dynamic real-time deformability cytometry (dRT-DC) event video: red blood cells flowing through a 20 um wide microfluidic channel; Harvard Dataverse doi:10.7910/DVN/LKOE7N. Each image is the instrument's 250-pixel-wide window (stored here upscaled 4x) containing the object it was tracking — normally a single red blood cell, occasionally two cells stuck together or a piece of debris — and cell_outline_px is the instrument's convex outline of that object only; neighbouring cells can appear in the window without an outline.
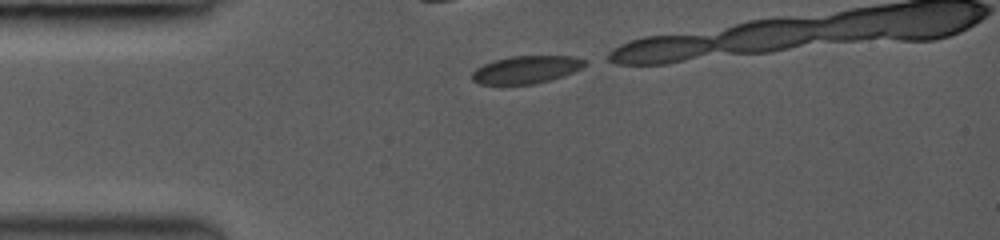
{"species": "common noctule bat (a hibernating species)", "species_latin": "Nyctalus noctula", "temperature_condition": "room temperature", "stored_images_in_passage": 3, "camera_frame_rate_fps": 3000, "um_per_image_px": 0.085, "animal": {"sex": "female", "body_mass_g": 19.0, "forearm_length_mm": 53.3}, "frame": {"image": 1, "passage_image": 1, "time_ms": 0.0, "image_size_px": [1000, 240], "cell_outline_px": [[584, 64], [580, 68], [572, 72], [552, 80], [536, 84], [480, 84], [472, 80], [472, 72], [476, 68], [492, 60], [508, 56], [572, 56], [584, 60]], "centroid_in_image_um": [44.67, 5.92], "position_along_channel_um": 40.3, "area_um2": 18.09}}